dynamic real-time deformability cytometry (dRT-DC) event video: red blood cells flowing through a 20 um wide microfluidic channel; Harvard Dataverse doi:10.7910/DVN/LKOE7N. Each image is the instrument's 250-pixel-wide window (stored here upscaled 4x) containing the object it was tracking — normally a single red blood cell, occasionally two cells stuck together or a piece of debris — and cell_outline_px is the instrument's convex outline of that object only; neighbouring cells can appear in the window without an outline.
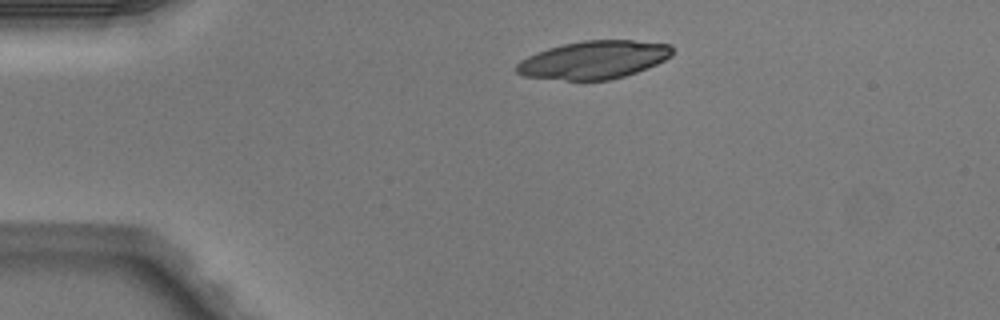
{"species": "Egyptian fruit bat (a non-hibernating species)", "species_latin": "Rousettus aegyptiacus", "temperature_condition": "warm", "stored_images_in_passage": 2, "camera_frame_rate_fps": 3000, "um_per_image_px": 0.085, "animal": {"sex": "male"}, "frame": {"image": 1, "passage_image": 1, "time_ms": 0.0, "image_size_px": [1000, 320], "cell_outline_px": [[672, 56], [648, 68], [624, 76], [608, 80], [568, 80], [524, 76], [516, 72], [516, 64], [520, 60], [536, 52], [548, 48], [564, 44], [584, 40], [632, 40], [672, 44]], "centroid_in_image_um": [50.48, 5.08], "position_along_channel_um": 34.5, "area_um2": 34.45}}